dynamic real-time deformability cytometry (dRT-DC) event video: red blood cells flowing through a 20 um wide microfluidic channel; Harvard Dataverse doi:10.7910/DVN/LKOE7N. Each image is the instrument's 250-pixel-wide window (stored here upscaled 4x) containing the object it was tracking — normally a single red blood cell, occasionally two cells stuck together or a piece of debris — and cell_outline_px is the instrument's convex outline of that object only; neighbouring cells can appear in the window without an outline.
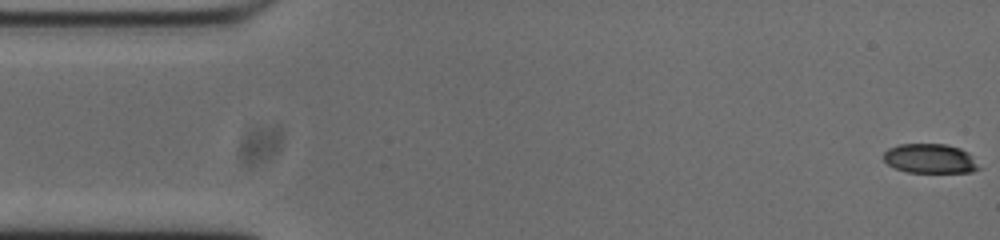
{"species": "common noctule bat (a hibernating species)", "species_latin": "Nyctalus noctula", "temperature_condition": "cold", "stored_images_in_passage": 54, "camera_frame_rate_fps": 3000, "um_per_image_px": 0.085, "animal": {"sex": "male", "body_mass_g": 20.0, "forearm_length_mm": 53.3}, "frame": {"image": 1, "passage_image": 1, "time_ms": 0.0, "image_size_px": [1000, 240], "cell_outline_px": [[984, 168], [972, 172], [908, 172], [896, 168], [888, 164], [884, 160], [884, 152], [888, 148], [900, 144], [944, 144], [960, 148], [968, 152]], "centroid_in_image_um": [79.12, 13.48], "position_along_channel_um": 5.9, "area_um2": 16.47}}
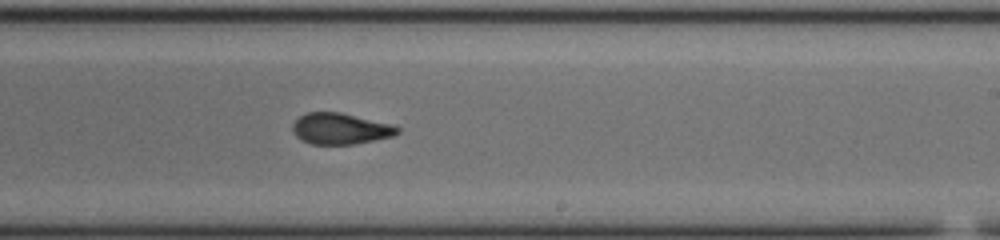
{"frame": {"image": 2, "passage_image": 31, "time_ms": 10.0, "image_size_px": [1000, 240], "cell_outline_px": [[400, 132], [392, 136], [352, 144], [312, 144], [296, 136], [292, 132], [292, 124], [300, 116], [308, 112], [340, 112], [392, 124], [400, 128]], "centroid_in_image_um": [28.92, 10.93], "position_along_channel_um": 260.1, "area_um2": 18.84}}
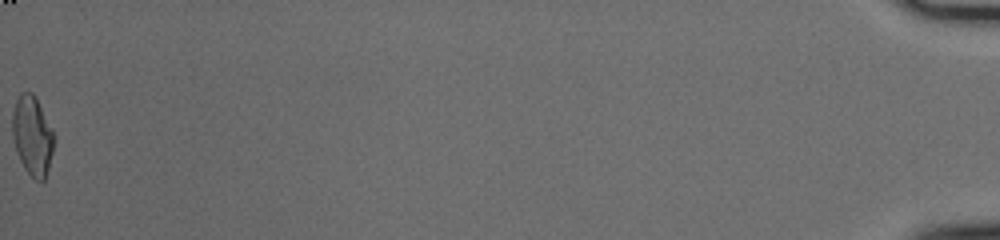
{"frame": {"image": 3, "passage_image": 54, "time_ms": 17.667, "image_size_px": [1000, 240], "cell_outline_px": [[56, 136], [48, 168], [44, 180], [36, 180], [24, 168], [16, 152], [12, 136], [12, 112], [16, 100], [20, 92], [32, 92], [36, 96]], "centroid_in_image_um": [2.75, 11.49], "position_along_channel_um": 432.5, "area_um2": 19.42}, "authors_computed_cell_mechanics": {"area_um2": 19.1318, "velocity_mm_per_s": 3.7583, "shape_relaxation_time_tau1_ms": null, "shape_relaxation_time_tau2_ms": 1.9147, "deformation_change_tau1": null, "deformation_change_tau2": 0.0799}}